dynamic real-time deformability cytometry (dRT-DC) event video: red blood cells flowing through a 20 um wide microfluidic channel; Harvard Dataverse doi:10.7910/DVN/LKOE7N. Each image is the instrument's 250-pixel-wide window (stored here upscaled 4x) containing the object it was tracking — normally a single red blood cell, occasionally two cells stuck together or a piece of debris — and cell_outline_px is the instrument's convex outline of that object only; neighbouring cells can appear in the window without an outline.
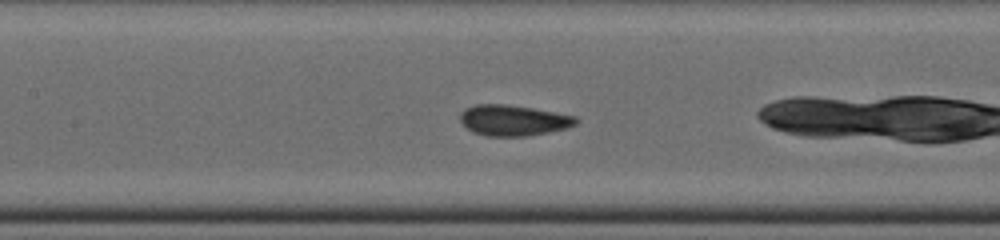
{"species": "common noctule bat (a hibernating species)", "species_latin": "Nyctalus noctula", "temperature_condition": "cold", "stored_images_in_passage": 36, "camera_frame_rate_fps": 3000, "um_per_image_px": 0.085, "animal": {"sex": "male", "body_mass_g": 19.0, "forearm_length_mm": 50.8}, "frame": {"image": 1, "passage_image": 12, "time_ms": 3.667, "image_size_px": [1000, 240], "cell_outline_px": [[580, 120], [576, 124], [568, 128], [528, 136], [488, 136], [472, 132], [460, 120], [460, 112], [464, 108], [476, 104], [504, 104], [532, 108], [576, 116]], "centroid_in_image_um": [43.64, 10.23], "position_along_channel_um": 163.8, "area_um2": 20.81}}
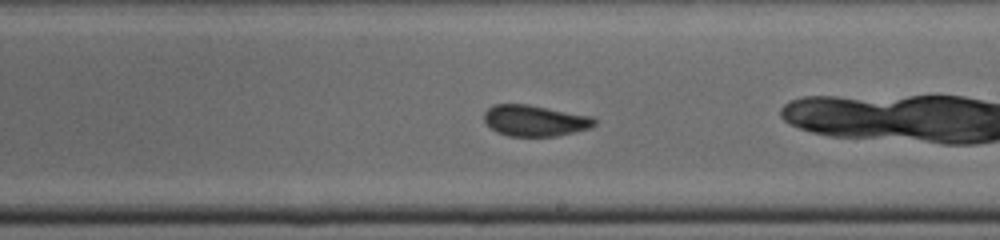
{"frame": {"image": 2, "passage_image": 17, "time_ms": 5.333, "image_size_px": [1000, 240], "cell_outline_px": [[596, 124], [592, 128], [556, 136], [508, 136], [496, 132], [484, 120], [484, 112], [488, 108], [496, 104], [528, 104], [592, 116], [596, 120]], "centroid_in_image_um": [45.49, 10.25], "position_along_channel_um": 243.5, "area_um2": 20.06}}
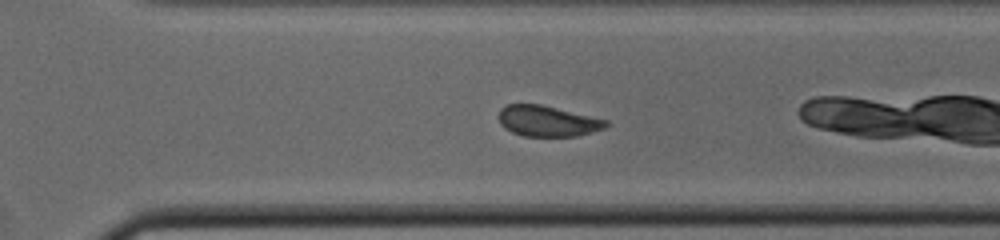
{"frame": {"image": 3, "passage_image": 22, "time_ms": 7.0, "image_size_px": [1000, 240], "cell_outline_px": [[608, 124], [604, 128], [592, 132], [576, 136], [524, 136], [512, 132], [504, 128], [500, 124], [500, 108], [508, 104], [540, 104], [608, 120]], "centroid_in_image_um": [46.53, 10.29], "position_along_channel_um": 324.1, "area_um2": 19.07}}